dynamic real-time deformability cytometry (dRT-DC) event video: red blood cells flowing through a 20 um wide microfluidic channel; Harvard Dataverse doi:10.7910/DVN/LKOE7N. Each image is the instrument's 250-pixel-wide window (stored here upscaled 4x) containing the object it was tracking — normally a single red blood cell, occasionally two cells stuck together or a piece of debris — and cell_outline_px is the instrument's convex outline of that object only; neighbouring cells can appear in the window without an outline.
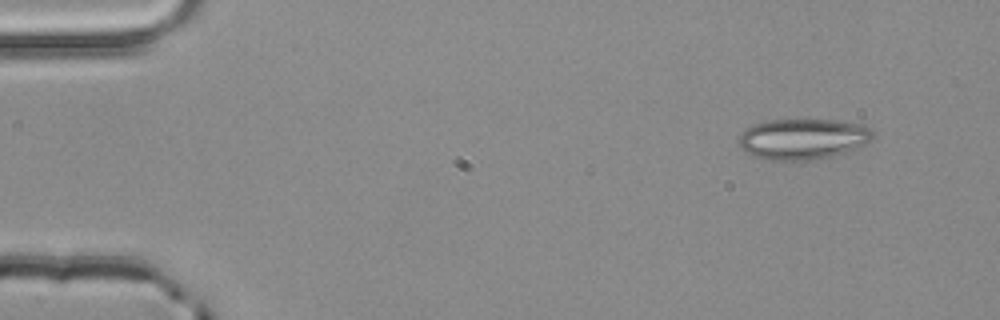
{"species": "common noctule bat (a hibernating species)", "species_latin": "Nyctalus noctula", "temperature_condition": "room temperature", "stored_images_in_passage": 3, "camera_frame_rate_fps": 3000, "um_per_image_px": 0.085, "animal": {"sex": "male", "body_mass_g": 20.4}, "frame": {"image": 1, "passage_image": 1, "time_ms": 0.0, "image_size_px": [1000, 320], "cell_outline_px": [[876, 136], [872, 140], [848, 152], [832, 156], [812, 160], [764, 160], [752, 156], [744, 152], [740, 148], [740, 136], [744, 128], [768, 120], [836, 120], [860, 124], [868, 128]], "centroid_in_image_um": [68.23, 11.83], "position_along_channel_um": 16.8, "area_um2": 32.02}}